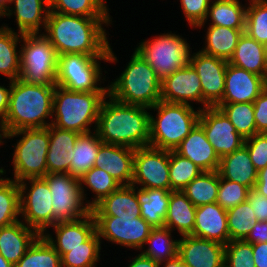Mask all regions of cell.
Here are the masks:
<instances>
[{"label": "cell", "instance_id": "1", "mask_svg": "<svg viewBox=\"0 0 267 267\" xmlns=\"http://www.w3.org/2000/svg\"><path fill=\"white\" fill-rule=\"evenodd\" d=\"M45 27L57 55L84 54L89 56H108V42L100 22L107 17H80L65 15L51 10L45 16Z\"/></svg>", "mask_w": 267, "mask_h": 267}, {"label": "cell", "instance_id": "2", "mask_svg": "<svg viewBox=\"0 0 267 267\" xmlns=\"http://www.w3.org/2000/svg\"><path fill=\"white\" fill-rule=\"evenodd\" d=\"M102 102L97 134L106 144L127 146L133 149L149 144L150 115L143 106L128 105L114 99Z\"/></svg>", "mask_w": 267, "mask_h": 267}, {"label": "cell", "instance_id": "3", "mask_svg": "<svg viewBox=\"0 0 267 267\" xmlns=\"http://www.w3.org/2000/svg\"><path fill=\"white\" fill-rule=\"evenodd\" d=\"M10 88L9 106L1 127L4 134L48 127L42 118L54 112L56 86L27 84L19 78L12 81Z\"/></svg>", "mask_w": 267, "mask_h": 267}, {"label": "cell", "instance_id": "4", "mask_svg": "<svg viewBox=\"0 0 267 267\" xmlns=\"http://www.w3.org/2000/svg\"><path fill=\"white\" fill-rule=\"evenodd\" d=\"M109 92L120 103L152 108L161 100V79L136 51Z\"/></svg>", "mask_w": 267, "mask_h": 267}, {"label": "cell", "instance_id": "5", "mask_svg": "<svg viewBox=\"0 0 267 267\" xmlns=\"http://www.w3.org/2000/svg\"><path fill=\"white\" fill-rule=\"evenodd\" d=\"M153 108L159 109V120L150 116L149 143L153 148L175 150L190 134L199 120L189 104L169 103L160 100Z\"/></svg>", "mask_w": 267, "mask_h": 267}, {"label": "cell", "instance_id": "6", "mask_svg": "<svg viewBox=\"0 0 267 267\" xmlns=\"http://www.w3.org/2000/svg\"><path fill=\"white\" fill-rule=\"evenodd\" d=\"M62 93L54 90L53 108H57V126L62 130H72L86 133V128L93 120L98 121V116L106 92H75L57 86Z\"/></svg>", "mask_w": 267, "mask_h": 267}, {"label": "cell", "instance_id": "7", "mask_svg": "<svg viewBox=\"0 0 267 267\" xmlns=\"http://www.w3.org/2000/svg\"><path fill=\"white\" fill-rule=\"evenodd\" d=\"M36 34H22L26 47L21 54L20 79L27 84L56 86L58 55L50 41Z\"/></svg>", "mask_w": 267, "mask_h": 267}, {"label": "cell", "instance_id": "8", "mask_svg": "<svg viewBox=\"0 0 267 267\" xmlns=\"http://www.w3.org/2000/svg\"><path fill=\"white\" fill-rule=\"evenodd\" d=\"M20 133L26 135L17 144L14 155L17 182L44 177L48 173L46 158L49 149V127L21 129L5 133L3 136L9 137Z\"/></svg>", "mask_w": 267, "mask_h": 267}, {"label": "cell", "instance_id": "9", "mask_svg": "<svg viewBox=\"0 0 267 267\" xmlns=\"http://www.w3.org/2000/svg\"><path fill=\"white\" fill-rule=\"evenodd\" d=\"M95 58L114 60L110 48L108 56L59 55L56 85L75 92H106L104 88L94 86L100 74Z\"/></svg>", "mask_w": 267, "mask_h": 267}, {"label": "cell", "instance_id": "10", "mask_svg": "<svg viewBox=\"0 0 267 267\" xmlns=\"http://www.w3.org/2000/svg\"><path fill=\"white\" fill-rule=\"evenodd\" d=\"M49 186L52 196L53 221L73 222L77 216L87 218L91 208L86 206L82 209V191L78 184L79 178L69 173H47L43 177ZM79 209V210H78ZM74 217V218H73Z\"/></svg>", "mask_w": 267, "mask_h": 267}, {"label": "cell", "instance_id": "11", "mask_svg": "<svg viewBox=\"0 0 267 267\" xmlns=\"http://www.w3.org/2000/svg\"><path fill=\"white\" fill-rule=\"evenodd\" d=\"M187 44L175 35H164L152 43L141 44L137 52L162 80L190 63Z\"/></svg>", "mask_w": 267, "mask_h": 267}, {"label": "cell", "instance_id": "12", "mask_svg": "<svg viewBox=\"0 0 267 267\" xmlns=\"http://www.w3.org/2000/svg\"><path fill=\"white\" fill-rule=\"evenodd\" d=\"M146 184L142 189L170 190L169 150L151 146L135 149L133 183Z\"/></svg>", "mask_w": 267, "mask_h": 267}, {"label": "cell", "instance_id": "13", "mask_svg": "<svg viewBox=\"0 0 267 267\" xmlns=\"http://www.w3.org/2000/svg\"><path fill=\"white\" fill-rule=\"evenodd\" d=\"M206 109L207 113L200 110L198 123L217 155L222 158L240 149L245 140L237 133L229 119L217 107H206Z\"/></svg>", "mask_w": 267, "mask_h": 267}, {"label": "cell", "instance_id": "14", "mask_svg": "<svg viewBox=\"0 0 267 267\" xmlns=\"http://www.w3.org/2000/svg\"><path fill=\"white\" fill-rule=\"evenodd\" d=\"M98 235L131 247H141L153 227L141 216L121 218L116 216H94Z\"/></svg>", "mask_w": 267, "mask_h": 267}, {"label": "cell", "instance_id": "15", "mask_svg": "<svg viewBox=\"0 0 267 267\" xmlns=\"http://www.w3.org/2000/svg\"><path fill=\"white\" fill-rule=\"evenodd\" d=\"M190 64L201 80L203 103L215 107L223 97L228 61L200 52L190 58Z\"/></svg>", "mask_w": 267, "mask_h": 267}, {"label": "cell", "instance_id": "16", "mask_svg": "<svg viewBox=\"0 0 267 267\" xmlns=\"http://www.w3.org/2000/svg\"><path fill=\"white\" fill-rule=\"evenodd\" d=\"M32 181V188L28 195V201L25 206H22V193L25 189L24 184H19L20 187V212L25 213L26 221L36 231L37 236H40L46 226L53 223V208L52 196L47 181L43 177L29 178Z\"/></svg>", "mask_w": 267, "mask_h": 267}, {"label": "cell", "instance_id": "17", "mask_svg": "<svg viewBox=\"0 0 267 267\" xmlns=\"http://www.w3.org/2000/svg\"><path fill=\"white\" fill-rule=\"evenodd\" d=\"M266 88V79L245 69L227 64L225 89L218 104L253 103Z\"/></svg>", "mask_w": 267, "mask_h": 267}, {"label": "cell", "instance_id": "18", "mask_svg": "<svg viewBox=\"0 0 267 267\" xmlns=\"http://www.w3.org/2000/svg\"><path fill=\"white\" fill-rule=\"evenodd\" d=\"M188 99L203 102L201 80L190 63L161 80L162 101L188 104Z\"/></svg>", "mask_w": 267, "mask_h": 267}, {"label": "cell", "instance_id": "19", "mask_svg": "<svg viewBox=\"0 0 267 267\" xmlns=\"http://www.w3.org/2000/svg\"><path fill=\"white\" fill-rule=\"evenodd\" d=\"M224 251V244L192 235L178 241V256L187 267H222Z\"/></svg>", "mask_w": 267, "mask_h": 267}, {"label": "cell", "instance_id": "20", "mask_svg": "<svg viewBox=\"0 0 267 267\" xmlns=\"http://www.w3.org/2000/svg\"><path fill=\"white\" fill-rule=\"evenodd\" d=\"M191 235L224 245L228 244L230 237L227 210L216 202L198 206L196 208L194 230Z\"/></svg>", "mask_w": 267, "mask_h": 267}, {"label": "cell", "instance_id": "21", "mask_svg": "<svg viewBox=\"0 0 267 267\" xmlns=\"http://www.w3.org/2000/svg\"><path fill=\"white\" fill-rule=\"evenodd\" d=\"M122 147L121 145L102 143L93 167L105 170L120 184L126 179L129 181L126 185H132L135 149Z\"/></svg>", "mask_w": 267, "mask_h": 267}, {"label": "cell", "instance_id": "22", "mask_svg": "<svg viewBox=\"0 0 267 267\" xmlns=\"http://www.w3.org/2000/svg\"><path fill=\"white\" fill-rule=\"evenodd\" d=\"M188 158L202 171H217L220 157L209 143L202 126L197 123L190 134L174 150Z\"/></svg>", "mask_w": 267, "mask_h": 267}, {"label": "cell", "instance_id": "23", "mask_svg": "<svg viewBox=\"0 0 267 267\" xmlns=\"http://www.w3.org/2000/svg\"><path fill=\"white\" fill-rule=\"evenodd\" d=\"M49 126V149L47 153L48 173H69L75 143L80 133L59 128L55 132L54 125Z\"/></svg>", "mask_w": 267, "mask_h": 267}, {"label": "cell", "instance_id": "24", "mask_svg": "<svg viewBox=\"0 0 267 267\" xmlns=\"http://www.w3.org/2000/svg\"><path fill=\"white\" fill-rule=\"evenodd\" d=\"M132 185L122 184L91 208L93 216L140 217L141 209Z\"/></svg>", "mask_w": 267, "mask_h": 267}, {"label": "cell", "instance_id": "25", "mask_svg": "<svg viewBox=\"0 0 267 267\" xmlns=\"http://www.w3.org/2000/svg\"><path fill=\"white\" fill-rule=\"evenodd\" d=\"M217 171L221 178L242 184L250 190L254 188L257 181L258 171L254 167L249 151L244 145L233 153L220 158Z\"/></svg>", "mask_w": 267, "mask_h": 267}, {"label": "cell", "instance_id": "26", "mask_svg": "<svg viewBox=\"0 0 267 267\" xmlns=\"http://www.w3.org/2000/svg\"><path fill=\"white\" fill-rule=\"evenodd\" d=\"M28 227L16 221L0 228V254L12 265L24 256L36 238Z\"/></svg>", "mask_w": 267, "mask_h": 267}, {"label": "cell", "instance_id": "27", "mask_svg": "<svg viewBox=\"0 0 267 267\" xmlns=\"http://www.w3.org/2000/svg\"><path fill=\"white\" fill-rule=\"evenodd\" d=\"M87 219L93 220L87 222ZM84 221L75 220L73 222H56V233L58 246L53 243L52 239L43 236L59 253L60 256L69 252V249L84 246V242L96 231V222L92 213L87 215Z\"/></svg>", "mask_w": 267, "mask_h": 267}, {"label": "cell", "instance_id": "28", "mask_svg": "<svg viewBox=\"0 0 267 267\" xmlns=\"http://www.w3.org/2000/svg\"><path fill=\"white\" fill-rule=\"evenodd\" d=\"M228 63L265 79L267 78V61L263 44L258 43L245 32L240 36L236 49ZM262 71L265 72L263 73Z\"/></svg>", "mask_w": 267, "mask_h": 267}, {"label": "cell", "instance_id": "29", "mask_svg": "<svg viewBox=\"0 0 267 267\" xmlns=\"http://www.w3.org/2000/svg\"><path fill=\"white\" fill-rule=\"evenodd\" d=\"M171 190L140 189L136 194L140 204V216L153 228L164 227Z\"/></svg>", "mask_w": 267, "mask_h": 267}, {"label": "cell", "instance_id": "30", "mask_svg": "<svg viewBox=\"0 0 267 267\" xmlns=\"http://www.w3.org/2000/svg\"><path fill=\"white\" fill-rule=\"evenodd\" d=\"M196 208L182 190L171 191L164 227L170 229L176 225L182 235H191L195 225Z\"/></svg>", "mask_w": 267, "mask_h": 267}, {"label": "cell", "instance_id": "31", "mask_svg": "<svg viewBox=\"0 0 267 267\" xmlns=\"http://www.w3.org/2000/svg\"><path fill=\"white\" fill-rule=\"evenodd\" d=\"M243 32L245 29L212 25L207 36V49L202 52L229 61Z\"/></svg>", "mask_w": 267, "mask_h": 267}, {"label": "cell", "instance_id": "32", "mask_svg": "<svg viewBox=\"0 0 267 267\" xmlns=\"http://www.w3.org/2000/svg\"><path fill=\"white\" fill-rule=\"evenodd\" d=\"M219 190L218 171H202L182 192L195 207L215 203Z\"/></svg>", "mask_w": 267, "mask_h": 267}, {"label": "cell", "instance_id": "33", "mask_svg": "<svg viewBox=\"0 0 267 267\" xmlns=\"http://www.w3.org/2000/svg\"><path fill=\"white\" fill-rule=\"evenodd\" d=\"M102 143L99 136L97 139L89 136V132L80 133L75 143L69 174L80 178L89 171L94 165Z\"/></svg>", "mask_w": 267, "mask_h": 267}, {"label": "cell", "instance_id": "34", "mask_svg": "<svg viewBox=\"0 0 267 267\" xmlns=\"http://www.w3.org/2000/svg\"><path fill=\"white\" fill-rule=\"evenodd\" d=\"M215 107L223 112L244 140L258 133L253 103H225L217 104Z\"/></svg>", "mask_w": 267, "mask_h": 267}, {"label": "cell", "instance_id": "35", "mask_svg": "<svg viewBox=\"0 0 267 267\" xmlns=\"http://www.w3.org/2000/svg\"><path fill=\"white\" fill-rule=\"evenodd\" d=\"M38 239L28 247L27 253L15 267H63L61 256L53 246L41 235L38 236Z\"/></svg>", "mask_w": 267, "mask_h": 267}, {"label": "cell", "instance_id": "36", "mask_svg": "<svg viewBox=\"0 0 267 267\" xmlns=\"http://www.w3.org/2000/svg\"><path fill=\"white\" fill-rule=\"evenodd\" d=\"M258 222L252 206L246 200L227 210V224L230 241L244 240Z\"/></svg>", "mask_w": 267, "mask_h": 267}, {"label": "cell", "instance_id": "37", "mask_svg": "<svg viewBox=\"0 0 267 267\" xmlns=\"http://www.w3.org/2000/svg\"><path fill=\"white\" fill-rule=\"evenodd\" d=\"M201 172L202 170L188 158L181 156L174 150L169 151V179L171 191L182 190Z\"/></svg>", "mask_w": 267, "mask_h": 267}, {"label": "cell", "instance_id": "38", "mask_svg": "<svg viewBox=\"0 0 267 267\" xmlns=\"http://www.w3.org/2000/svg\"><path fill=\"white\" fill-rule=\"evenodd\" d=\"M210 9L212 25L245 29L246 11L241 9L237 0H217Z\"/></svg>", "mask_w": 267, "mask_h": 267}, {"label": "cell", "instance_id": "39", "mask_svg": "<svg viewBox=\"0 0 267 267\" xmlns=\"http://www.w3.org/2000/svg\"><path fill=\"white\" fill-rule=\"evenodd\" d=\"M20 213V187L16 181L0 179V228L17 221Z\"/></svg>", "mask_w": 267, "mask_h": 267}, {"label": "cell", "instance_id": "40", "mask_svg": "<svg viewBox=\"0 0 267 267\" xmlns=\"http://www.w3.org/2000/svg\"><path fill=\"white\" fill-rule=\"evenodd\" d=\"M14 35L9 29H0V72L12 80L20 78L21 70V60L15 51L17 37Z\"/></svg>", "mask_w": 267, "mask_h": 267}, {"label": "cell", "instance_id": "41", "mask_svg": "<svg viewBox=\"0 0 267 267\" xmlns=\"http://www.w3.org/2000/svg\"><path fill=\"white\" fill-rule=\"evenodd\" d=\"M99 235L95 231L85 242L84 246L71 248L61 256V265L66 267H92L98 258Z\"/></svg>", "mask_w": 267, "mask_h": 267}, {"label": "cell", "instance_id": "42", "mask_svg": "<svg viewBox=\"0 0 267 267\" xmlns=\"http://www.w3.org/2000/svg\"><path fill=\"white\" fill-rule=\"evenodd\" d=\"M42 1L49 6V0H15L21 34L37 33L41 19Z\"/></svg>", "mask_w": 267, "mask_h": 267}, {"label": "cell", "instance_id": "43", "mask_svg": "<svg viewBox=\"0 0 267 267\" xmlns=\"http://www.w3.org/2000/svg\"><path fill=\"white\" fill-rule=\"evenodd\" d=\"M103 0H49V7L61 10L60 14L107 17Z\"/></svg>", "mask_w": 267, "mask_h": 267}, {"label": "cell", "instance_id": "44", "mask_svg": "<svg viewBox=\"0 0 267 267\" xmlns=\"http://www.w3.org/2000/svg\"><path fill=\"white\" fill-rule=\"evenodd\" d=\"M245 33L258 43L267 41V1L253 0L246 10Z\"/></svg>", "mask_w": 267, "mask_h": 267}, {"label": "cell", "instance_id": "45", "mask_svg": "<svg viewBox=\"0 0 267 267\" xmlns=\"http://www.w3.org/2000/svg\"><path fill=\"white\" fill-rule=\"evenodd\" d=\"M79 181L85 182L98 195V199L89 205L90 208H93L104 197L109 196L121 186V184L109 173L97 167H92L79 178Z\"/></svg>", "mask_w": 267, "mask_h": 267}, {"label": "cell", "instance_id": "46", "mask_svg": "<svg viewBox=\"0 0 267 267\" xmlns=\"http://www.w3.org/2000/svg\"><path fill=\"white\" fill-rule=\"evenodd\" d=\"M223 180L219 175V190L216 201L223 209H231L247 200L250 191L248 187L230 180L224 183Z\"/></svg>", "mask_w": 267, "mask_h": 267}, {"label": "cell", "instance_id": "47", "mask_svg": "<svg viewBox=\"0 0 267 267\" xmlns=\"http://www.w3.org/2000/svg\"><path fill=\"white\" fill-rule=\"evenodd\" d=\"M169 228L166 227H156L153 228L148 236L146 242L156 243L157 241L162 243V249L157 250L156 247L149 248L148 251L142 253L144 256L149 257L150 259L161 263L162 255L165 253L166 257L169 256V259H172L178 255V241H169ZM165 241H164V240ZM164 245V246H163ZM163 250V251H161ZM161 251V252H160ZM163 253V254H162Z\"/></svg>", "mask_w": 267, "mask_h": 267}, {"label": "cell", "instance_id": "48", "mask_svg": "<svg viewBox=\"0 0 267 267\" xmlns=\"http://www.w3.org/2000/svg\"><path fill=\"white\" fill-rule=\"evenodd\" d=\"M228 243L230 245L226 244L224 251V263L227 260L230 262L228 267H256L253 262V244L244 240H232Z\"/></svg>", "mask_w": 267, "mask_h": 267}, {"label": "cell", "instance_id": "49", "mask_svg": "<svg viewBox=\"0 0 267 267\" xmlns=\"http://www.w3.org/2000/svg\"><path fill=\"white\" fill-rule=\"evenodd\" d=\"M251 138H253V142L248 145ZM244 146L248 149L251 161L257 171L267 166V133H257L245 139Z\"/></svg>", "mask_w": 267, "mask_h": 267}, {"label": "cell", "instance_id": "50", "mask_svg": "<svg viewBox=\"0 0 267 267\" xmlns=\"http://www.w3.org/2000/svg\"><path fill=\"white\" fill-rule=\"evenodd\" d=\"M183 10L192 25L201 26L208 15V0H181Z\"/></svg>", "mask_w": 267, "mask_h": 267}, {"label": "cell", "instance_id": "51", "mask_svg": "<svg viewBox=\"0 0 267 267\" xmlns=\"http://www.w3.org/2000/svg\"><path fill=\"white\" fill-rule=\"evenodd\" d=\"M256 131L267 133V88L253 102Z\"/></svg>", "mask_w": 267, "mask_h": 267}, {"label": "cell", "instance_id": "52", "mask_svg": "<svg viewBox=\"0 0 267 267\" xmlns=\"http://www.w3.org/2000/svg\"><path fill=\"white\" fill-rule=\"evenodd\" d=\"M247 201L252 206L258 221H267V196L252 188L249 191Z\"/></svg>", "mask_w": 267, "mask_h": 267}, {"label": "cell", "instance_id": "53", "mask_svg": "<svg viewBox=\"0 0 267 267\" xmlns=\"http://www.w3.org/2000/svg\"><path fill=\"white\" fill-rule=\"evenodd\" d=\"M244 241L251 244L267 242V221L255 222Z\"/></svg>", "mask_w": 267, "mask_h": 267}, {"label": "cell", "instance_id": "54", "mask_svg": "<svg viewBox=\"0 0 267 267\" xmlns=\"http://www.w3.org/2000/svg\"><path fill=\"white\" fill-rule=\"evenodd\" d=\"M253 262L256 267H267V242L253 244Z\"/></svg>", "mask_w": 267, "mask_h": 267}, {"label": "cell", "instance_id": "55", "mask_svg": "<svg viewBox=\"0 0 267 267\" xmlns=\"http://www.w3.org/2000/svg\"><path fill=\"white\" fill-rule=\"evenodd\" d=\"M254 189L264 196H267V166L258 171Z\"/></svg>", "mask_w": 267, "mask_h": 267}, {"label": "cell", "instance_id": "56", "mask_svg": "<svg viewBox=\"0 0 267 267\" xmlns=\"http://www.w3.org/2000/svg\"><path fill=\"white\" fill-rule=\"evenodd\" d=\"M10 91L0 86V116L4 120L9 106Z\"/></svg>", "mask_w": 267, "mask_h": 267}, {"label": "cell", "instance_id": "57", "mask_svg": "<svg viewBox=\"0 0 267 267\" xmlns=\"http://www.w3.org/2000/svg\"><path fill=\"white\" fill-rule=\"evenodd\" d=\"M160 263L143 254L139 255L129 267H159Z\"/></svg>", "mask_w": 267, "mask_h": 267}, {"label": "cell", "instance_id": "58", "mask_svg": "<svg viewBox=\"0 0 267 267\" xmlns=\"http://www.w3.org/2000/svg\"><path fill=\"white\" fill-rule=\"evenodd\" d=\"M166 267H187L177 255L176 257L169 259Z\"/></svg>", "mask_w": 267, "mask_h": 267}, {"label": "cell", "instance_id": "59", "mask_svg": "<svg viewBox=\"0 0 267 267\" xmlns=\"http://www.w3.org/2000/svg\"><path fill=\"white\" fill-rule=\"evenodd\" d=\"M0 267H15L0 254Z\"/></svg>", "mask_w": 267, "mask_h": 267}, {"label": "cell", "instance_id": "60", "mask_svg": "<svg viewBox=\"0 0 267 267\" xmlns=\"http://www.w3.org/2000/svg\"><path fill=\"white\" fill-rule=\"evenodd\" d=\"M12 1L13 0H0V14H5L3 13V11L5 10V2H12Z\"/></svg>", "mask_w": 267, "mask_h": 267}, {"label": "cell", "instance_id": "61", "mask_svg": "<svg viewBox=\"0 0 267 267\" xmlns=\"http://www.w3.org/2000/svg\"><path fill=\"white\" fill-rule=\"evenodd\" d=\"M263 49H264V54H265V58L267 61V41L263 43Z\"/></svg>", "mask_w": 267, "mask_h": 267}]
</instances>
